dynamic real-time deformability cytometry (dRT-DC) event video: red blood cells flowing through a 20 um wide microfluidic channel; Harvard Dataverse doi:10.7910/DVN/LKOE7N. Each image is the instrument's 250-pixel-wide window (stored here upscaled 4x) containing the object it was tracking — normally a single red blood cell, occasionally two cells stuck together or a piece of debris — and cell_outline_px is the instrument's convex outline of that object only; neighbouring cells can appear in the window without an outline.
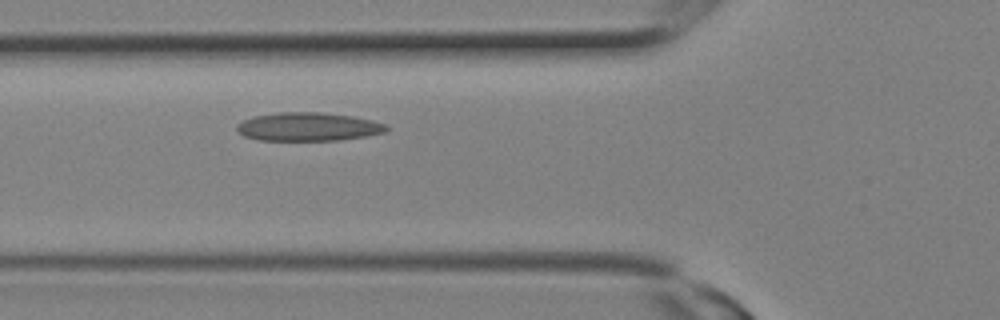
{"species": "Egyptian fruit bat (a non-hibernating species)", "species_latin": "Rousettus aegyptiacus", "temperature_condition": "room temperature", "stored_images_in_passage": 6, "camera_frame_rate_fps": 3000, "um_per_image_px": 0.085, "animal": {"sex": "female"}, "frame": {"image": 1, "passage_image": 6, "time_ms": 1.667, "image_size_px": [1000, 320], "cell_outline_px": [[388, 128], [384, 132], [364, 136], [340, 140], [256, 140], [244, 136], [236, 128], [236, 124], [252, 116], [280, 112], [320, 112], [352, 116], [372, 120], [384, 124]], "centroid_in_image_um": [26.15, 10.77], "position_along_channel_um": 99.7, "area_um2": 24.68}}